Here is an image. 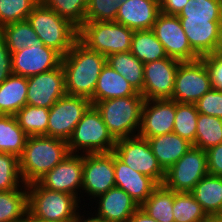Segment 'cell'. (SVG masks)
Instances as JSON below:
<instances>
[{"label":"cell","mask_w":222,"mask_h":222,"mask_svg":"<svg viewBox=\"0 0 222 222\" xmlns=\"http://www.w3.org/2000/svg\"><path fill=\"white\" fill-rule=\"evenodd\" d=\"M105 64L103 54L88 49L77 40L61 60L66 94L87 98L93 105L94 90Z\"/></svg>","instance_id":"6da1fadb"},{"label":"cell","mask_w":222,"mask_h":222,"mask_svg":"<svg viewBox=\"0 0 222 222\" xmlns=\"http://www.w3.org/2000/svg\"><path fill=\"white\" fill-rule=\"evenodd\" d=\"M67 141L50 136H28L19 168L25 185L37 182L68 154Z\"/></svg>","instance_id":"7a4b0ae2"},{"label":"cell","mask_w":222,"mask_h":222,"mask_svg":"<svg viewBox=\"0 0 222 222\" xmlns=\"http://www.w3.org/2000/svg\"><path fill=\"white\" fill-rule=\"evenodd\" d=\"M27 188L28 213L42 221L75 222L79 210L85 206L75 196L46 189L38 182L28 184Z\"/></svg>","instance_id":"3957f363"},{"label":"cell","mask_w":222,"mask_h":222,"mask_svg":"<svg viewBox=\"0 0 222 222\" xmlns=\"http://www.w3.org/2000/svg\"><path fill=\"white\" fill-rule=\"evenodd\" d=\"M42 43L62 57L78 40V28L40 2L27 18Z\"/></svg>","instance_id":"277c9868"},{"label":"cell","mask_w":222,"mask_h":222,"mask_svg":"<svg viewBox=\"0 0 222 222\" xmlns=\"http://www.w3.org/2000/svg\"><path fill=\"white\" fill-rule=\"evenodd\" d=\"M144 101L138 92L134 96L99 101L94 106L101 113L109 132L118 140L138 135Z\"/></svg>","instance_id":"5b68a950"},{"label":"cell","mask_w":222,"mask_h":222,"mask_svg":"<svg viewBox=\"0 0 222 222\" xmlns=\"http://www.w3.org/2000/svg\"><path fill=\"white\" fill-rule=\"evenodd\" d=\"M116 141L103 122L101 113L91 105L76 125L67 144L70 153H109L114 151Z\"/></svg>","instance_id":"8992f818"},{"label":"cell","mask_w":222,"mask_h":222,"mask_svg":"<svg viewBox=\"0 0 222 222\" xmlns=\"http://www.w3.org/2000/svg\"><path fill=\"white\" fill-rule=\"evenodd\" d=\"M134 30L115 21L85 22L78 29V40L88 49L105 57L129 52Z\"/></svg>","instance_id":"52a82bcc"},{"label":"cell","mask_w":222,"mask_h":222,"mask_svg":"<svg viewBox=\"0 0 222 222\" xmlns=\"http://www.w3.org/2000/svg\"><path fill=\"white\" fill-rule=\"evenodd\" d=\"M113 152L131 169L152 178L158 185L163 183L165 170L158 163L147 139L138 135L118 139Z\"/></svg>","instance_id":"ba28073f"},{"label":"cell","mask_w":222,"mask_h":222,"mask_svg":"<svg viewBox=\"0 0 222 222\" xmlns=\"http://www.w3.org/2000/svg\"><path fill=\"white\" fill-rule=\"evenodd\" d=\"M208 175L206 150L191 148L165 171L163 185L175 192H190Z\"/></svg>","instance_id":"9c48e42d"},{"label":"cell","mask_w":222,"mask_h":222,"mask_svg":"<svg viewBox=\"0 0 222 222\" xmlns=\"http://www.w3.org/2000/svg\"><path fill=\"white\" fill-rule=\"evenodd\" d=\"M211 88L210 75L202 58L180 62L171 99L175 102L195 104Z\"/></svg>","instance_id":"30bf717a"},{"label":"cell","mask_w":222,"mask_h":222,"mask_svg":"<svg viewBox=\"0 0 222 222\" xmlns=\"http://www.w3.org/2000/svg\"><path fill=\"white\" fill-rule=\"evenodd\" d=\"M91 105L87 98L65 94L49 108L47 136L68 142L76 125Z\"/></svg>","instance_id":"8fae6325"},{"label":"cell","mask_w":222,"mask_h":222,"mask_svg":"<svg viewBox=\"0 0 222 222\" xmlns=\"http://www.w3.org/2000/svg\"><path fill=\"white\" fill-rule=\"evenodd\" d=\"M115 187L114 152L83 154L81 193L95 199Z\"/></svg>","instance_id":"7c38bea8"},{"label":"cell","mask_w":222,"mask_h":222,"mask_svg":"<svg viewBox=\"0 0 222 222\" xmlns=\"http://www.w3.org/2000/svg\"><path fill=\"white\" fill-rule=\"evenodd\" d=\"M152 30L168 57L180 62L200 59L191 48L178 16L160 13Z\"/></svg>","instance_id":"4fadbf2b"},{"label":"cell","mask_w":222,"mask_h":222,"mask_svg":"<svg viewBox=\"0 0 222 222\" xmlns=\"http://www.w3.org/2000/svg\"><path fill=\"white\" fill-rule=\"evenodd\" d=\"M37 182L46 189L69 193L75 196L81 203V198L85 197V195L81 194L83 154L69 153Z\"/></svg>","instance_id":"5bb4252c"},{"label":"cell","mask_w":222,"mask_h":222,"mask_svg":"<svg viewBox=\"0 0 222 222\" xmlns=\"http://www.w3.org/2000/svg\"><path fill=\"white\" fill-rule=\"evenodd\" d=\"M179 63L166 57L144 64V85L140 93L145 100L171 99Z\"/></svg>","instance_id":"9a60e30c"},{"label":"cell","mask_w":222,"mask_h":222,"mask_svg":"<svg viewBox=\"0 0 222 222\" xmlns=\"http://www.w3.org/2000/svg\"><path fill=\"white\" fill-rule=\"evenodd\" d=\"M27 104L35 107L50 108L66 94L65 74L62 65L27 77Z\"/></svg>","instance_id":"2e32d148"},{"label":"cell","mask_w":222,"mask_h":222,"mask_svg":"<svg viewBox=\"0 0 222 222\" xmlns=\"http://www.w3.org/2000/svg\"><path fill=\"white\" fill-rule=\"evenodd\" d=\"M175 101L172 99L145 100L142 106L138 136L148 139L172 133Z\"/></svg>","instance_id":"e0dca14e"},{"label":"cell","mask_w":222,"mask_h":222,"mask_svg":"<svg viewBox=\"0 0 222 222\" xmlns=\"http://www.w3.org/2000/svg\"><path fill=\"white\" fill-rule=\"evenodd\" d=\"M12 56V73L30 77L61 65L62 56L54 49L45 45H33L14 52Z\"/></svg>","instance_id":"ac0fdd59"},{"label":"cell","mask_w":222,"mask_h":222,"mask_svg":"<svg viewBox=\"0 0 222 222\" xmlns=\"http://www.w3.org/2000/svg\"><path fill=\"white\" fill-rule=\"evenodd\" d=\"M94 202L96 204L92 208L97 209H93V214L103 222H127L140 207L130 195L116 186L96 197Z\"/></svg>","instance_id":"d6986e66"},{"label":"cell","mask_w":222,"mask_h":222,"mask_svg":"<svg viewBox=\"0 0 222 222\" xmlns=\"http://www.w3.org/2000/svg\"><path fill=\"white\" fill-rule=\"evenodd\" d=\"M180 21L191 48L200 58L218 52L221 43L222 22Z\"/></svg>","instance_id":"ffe728a7"},{"label":"cell","mask_w":222,"mask_h":222,"mask_svg":"<svg viewBox=\"0 0 222 222\" xmlns=\"http://www.w3.org/2000/svg\"><path fill=\"white\" fill-rule=\"evenodd\" d=\"M160 13L159 0H125L119 6L115 22L134 31L149 30Z\"/></svg>","instance_id":"44dd1931"},{"label":"cell","mask_w":222,"mask_h":222,"mask_svg":"<svg viewBox=\"0 0 222 222\" xmlns=\"http://www.w3.org/2000/svg\"><path fill=\"white\" fill-rule=\"evenodd\" d=\"M115 186L124 190L140 206L158 184L150 177L131 169L114 153Z\"/></svg>","instance_id":"7402d4cb"},{"label":"cell","mask_w":222,"mask_h":222,"mask_svg":"<svg viewBox=\"0 0 222 222\" xmlns=\"http://www.w3.org/2000/svg\"><path fill=\"white\" fill-rule=\"evenodd\" d=\"M158 163L166 171L175 164L192 146L176 133H168L147 139Z\"/></svg>","instance_id":"603a6c76"},{"label":"cell","mask_w":222,"mask_h":222,"mask_svg":"<svg viewBox=\"0 0 222 222\" xmlns=\"http://www.w3.org/2000/svg\"><path fill=\"white\" fill-rule=\"evenodd\" d=\"M138 92L134 87L117 71L108 64L103 67L94 90L93 106L107 99L134 96Z\"/></svg>","instance_id":"cb8c5ba5"},{"label":"cell","mask_w":222,"mask_h":222,"mask_svg":"<svg viewBox=\"0 0 222 222\" xmlns=\"http://www.w3.org/2000/svg\"><path fill=\"white\" fill-rule=\"evenodd\" d=\"M207 216L222 215V177L206 175L190 191Z\"/></svg>","instance_id":"d4e9b609"},{"label":"cell","mask_w":222,"mask_h":222,"mask_svg":"<svg viewBox=\"0 0 222 222\" xmlns=\"http://www.w3.org/2000/svg\"><path fill=\"white\" fill-rule=\"evenodd\" d=\"M27 77L10 75L0 84V114L15 115L27 104Z\"/></svg>","instance_id":"484cf974"},{"label":"cell","mask_w":222,"mask_h":222,"mask_svg":"<svg viewBox=\"0 0 222 222\" xmlns=\"http://www.w3.org/2000/svg\"><path fill=\"white\" fill-rule=\"evenodd\" d=\"M106 64L121 74L137 92L143 90L144 64L129 52H120L106 57Z\"/></svg>","instance_id":"4316f807"},{"label":"cell","mask_w":222,"mask_h":222,"mask_svg":"<svg viewBox=\"0 0 222 222\" xmlns=\"http://www.w3.org/2000/svg\"><path fill=\"white\" fill-rule=\"evenodd\" d=\"M27 213V185L16 190L0 191V222H23Z\"/></svg>","instance_id":"83f0119b"},{"label":"cell","mask_w":222,"mask_h":222,"mask_svg":"<svg viewBox=\"0 0 222 222\" xmlns=\"http://www.w3.org/2000/svg\"><path fill=\"white\" fill-rule=\"evenodd\" d=\"M173 204L174 191L160 184L140 205V208L159 222H175L172 211Z\"/></svg>","instance_id":"f1b7e54d"},{"label":"cell","mask_w":222,"mask_h":222,"mask_svg":"<svg viewBox=\"0 0 222 222\" xmlns=\"http://www.w3.org/2000/svg\"><path fill=\"white\" fill-rule=\"evenodd\" d=\"M28 135L18 125L15 116L0 114V153L22 155Z\"/></svg>","instance_id":"f546056e"},{"label":"cell","mask_w":222,"mask_h":222,"mask_svg":"<svg viewBox=\"0 0 222 222\" xmlns=\"http://www.w3.org/2000/svg\"><path fill=\"white\" fill-rule=\"evenodd\" d=\"M130 52L143 64L168 57L152 29L134 31Z\"/></svg>","instance_id":"4dcf8cb0"},{"label":"cell","mask_w":222,"mask_h":222,"mask_svg":"<svg viewBox=\"0 0 222 222\" xmlns=\"http://www.w3.org/2000/svg\"><path fill=\"white\" fill-rule=\"evenodd\" d=\"M0 33L11 54L33 45H44L27 20L5 25L0 28Z\"/></svg>","instance_id":"1f68e13d"},{"label":"cell","mask_w":222,"mask_h":222,"mask_svg":"<svg viewBox=\"0 0 222 222\" xmlns=\"http://www.w3.org/2000/svg\"><path fill=\"white\" fill-rule=\"evenodd\" d=\"M18 125L28 136H47L49 109L26 104L15 115Z\"/></svg>","instance_id":"d6a6232c"},{"label":"cell","mask_w":222,"mask_h":222,"mask_svg":"<svg viewBox=\"0 0 222 222\" xmlns=\"http://www.w3.org/2000/svg\"><path fill=\"white\" fill-rule=\"evenodd\" d=\"M222 143V119L199 113L195 143L192 146L207 150Z\"/></svg>","instance_id":"836d02e7"},{"label":"cell","mask_w":222,"mask_h":222,"mask_svg":"<svg viewBox=\"0 0 222 222\" xmlns=\"http://www.w3.org/2000/svg\"><path fill=\"white\" fill-rule=\"evenodd\" d=\"M198 115L196 104L175 102L173 132L192 145L195 143Z\"/></svg>","instance_id":"e575fe53"},{"label":"cell","mask_w":222,"mask_h":222,"mask_svg":"<svg viewBox=\"0 0 222 222\" xmlns=\"http://www.w3.org/2000/svg\"><path fill=\"white\" fill-rule=\"evenodd\" d=\"M177 16L180 20L222 22L218 0H189Z\"/></svg>","instance_id":"d590c367"},{"label":"cell","mask_w":222,"mask_h":222,"mask_svg":"<svg viewBox=\"0 0 222 222\" xmlns=\"http://www.w3.org/2000/svg\"><path fill=\"white\" fill-rule=\"evenodd\" d=\"M173 216L175 222H202L207 218L201 205L190 192H175Z\"/></svg>","instance_id":"8d00e7d4"},{"label":"cell","mask_w":222,"mask_h":222,"mask_svg":"<svg viewBox=\"0 0 222 222\" xmlns=\"http://www.w3.org/2000/svg\"><path fill=\"white\" fill-rule=\"evenodd\" d=\"M57 15L69 20L78 29L85 23L88 0H41Z\"/></svg>","instance_id":"74e56055"},{"label":"cell","mask_w":222,"mask_h":222,"mask_svg":"<svg viewBox=\"0 0 222 222\" xmlns=\"http://www.w3.org/2000/svg\"><path fill=\"white\" fill-rule=\"evenodd\" d=\"M41 0H0V28L27 20Z\"/></svg>","instance_id":"f35d334b"},{"label":"cell","mask_w":222,"mask_h":222,"mask_svg":"<svg viewBox=\"0 0 222 222\" xmlns=\"http://www.w3.org/2000/svg\"><path fill=\"white\" fill-rule=\"evenodd\" d=\"M23 185L19 158L13 154L0 153V191L16 190Z\"/></svg>","instance_id":"ab89813d"},{"label":"cell","mask_w":222,"mask_h":222,"mask_svg":"<svg viewBox=\"0 0 222 222\" xmlns=\"http://www.w3.org/2000/svg\"><path fill=\"white\" fill-rule=\"evenodd\" d=\"M119 6L116 0H88L85 22L115 21Z\"/></svg>","instance_id":"60d3db41"},{"label":"cell","mask_w":222,"mask_h":222,"mask_svg":"<svg viewBox=\"0 0 222 222\" xmlns=\"http://www.w3.org/2000/svg\"><path fill=\"white\" fill-rule=\"evenodd\" d=\"M195 104L199 113L222 119V91L211 88Z\"/></svg>","instance_id":"b9f144b4"},{"label":"cell","mask_w":222,"mask_h":222,"mask_svg":"<svg viewBox=\"0 0 222 222\" xmlns=\"http://www.w3.org/2000/svg\"><path fill=\"white\" fill-rule=\"evenodd\" d=\"M208 69L212 88L222 91V55L214 53L202 57Z\"/></svg>","instance_id":"7bdbcfd3"},{"label":"cell","mask_w":222,"mask_h":222,"mask_svg":"<svg viewBox=\"0 0 222 222\" xmlns=\"http://www.w3.org/2000/svg\"><path fill=\"white\" fill-rule=\"evenodd\" d=\"M208 174L222 177V143L206 150Z\"/></svg>","instance_id":"ee69618b"},{"label":"cell","mask_w":222,"mask_h":222,"mask_svg":"<svg viewBox=\"0 0 222 222\" xmlns=\"http://www.w3.org/2000/svg\"><path fill=\"white\" fill-rule=\"evenodd\" d=\"M12 74V56L4 36L0 33V84Z\"/></svg>","instance_id":"f6af8a7d"},{"label":"cell","mask_w":222,"mask_h":222,"mask_svg":"<svg viewBox=\"0 0 222 222\" xmlns=\"http://www.w3.org/2000/svg\"><path fill=\"white\" fill-rule=\"evenodd\" d=\"M189 0H159L160 11L163 14L177 16Z\"/></svg>","instance_id":"bcb514c9"},{"label":"cell","mask_w":222,"mask_h":222,"mask_svg":"<svg viewBox=\"0 0 222 222\" xmlns=\"http://www.w3.org/2000/svg\"><path fill=\"white\" fill-rule=\"evenodd\" d=\"M127 222H159L150 217L142 208H138Z\"/></svg>","instance_id":"7dc6e473"},{"label":"cell","mask_w":222,"mask_h":222,"mask_svg":"<svg viewBox=\"0 0 222 222\" xmlns=\"http://www.w3.org/2000/svg\"><path fill=\"white\" fill-rule=\"evenodd\" d=\"M82 213H81V210L78 212L75 222H103L99 217H97L96 215H93L91 210L89 213L86 214L88 216H86L84 214V213H86L85 210ZM84 216H86V217H84Z\"/></svg>","instance_id":"c3c4849f"},{"label":"cell","mask_w":222,"mask_h":222,"mask_svg":"<svg viewBox=\"0 0 222 222\" xmlns=\"http://www.w3.org/2000/svg\"><path fill=\"white\" fill-rule=\"evenodd\" d=\"M202 222H222V215L207 216Z\"/></svg>","instance_id":"681fc988"},{"label":"cell","mask_w":222,"mask_h":222,"mask_svg":"<svg viewBox=\"0 0 222 222\" xmlns=\"http://www.w3.org/2000/svg\"><path fill=\"white\" fill-rule=\"evenodd\" d=\"M23 222H46V221H42L39 219L34 218L33 216H31L29 213H27L25 219L23 220Z\"/></svg>","instance_id":"f907efd6"},{"label":"cell","mask_w":222,"mask_h":222,"mask_svg":"<svg viewBox=\"0 0 222 222\" xmlns=\"http://www.w3.org/2000/svg\"><path fill=\"white\" fill-rule=\"evenodd\" d=\"M218 53H220L222 55V35H221V43H220Z\"/></svg>","instance_id":"816d5d0a"},{"label":"cell","mask_w":222,"mask_h":222,"mask_svg":"<svg viewBox=\"0 0 222 222\" xmlns=\"http://www.w3.org/2000/svg\"><path fill=\"white\" fill-rule=\"evenodd\" d=\"M218 2H219V5H220V10L222 12V0H218Z\"/></svg>","instance_id":"f5cc1de1"},{"label":"cell","mask_w":222,"mask_h":222,"mask_svg":"<svg viewBox=\"0 0 222 222\" xmlns=\"http://www.w3.org/2000/svg\"><path fill=\"white\" fill-rule=\"evenodd\" d=\"M119 4H121L125 0H116Z\"/></svg>","instance_id":"db71d44e"}]
</instances>
